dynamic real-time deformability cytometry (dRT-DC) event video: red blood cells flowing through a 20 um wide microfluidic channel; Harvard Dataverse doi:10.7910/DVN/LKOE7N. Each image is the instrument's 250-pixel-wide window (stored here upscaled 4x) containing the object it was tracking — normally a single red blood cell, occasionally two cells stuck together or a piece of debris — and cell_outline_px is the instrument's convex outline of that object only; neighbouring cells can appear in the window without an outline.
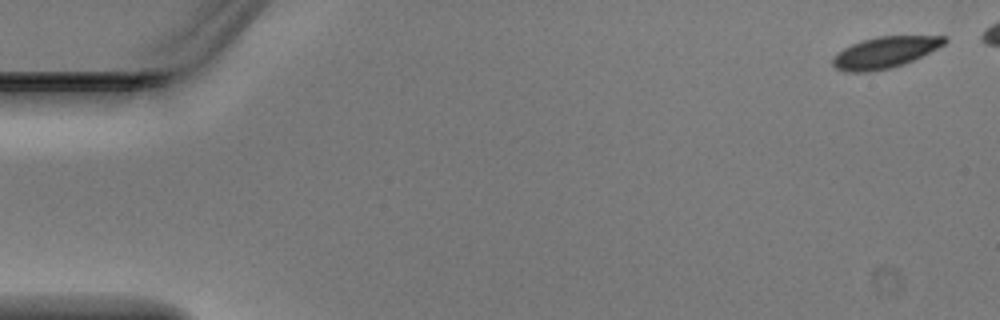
{"species": "Egyptian fruit bat (a non-hibernating species)", "species_latin": "Rousettus aegyptiacus", "temperature_condition": "warm", "stored_images_in_passage": 8, "camera_frame_rate_fps": 3000, "um_per_image_px": 0.085, "animal": {"sex": "male"}, "frame": {"image": 1, "passage_image": 1, "time_ms": 0.0, "image_size_px": [1000, 320], "cell_outline_px": [[948, 40], [944, 44], [904, 64], [888, 68], [868, 72], [844, 72], [836, 68], [832, 64], [832, 56], [844, 48], [852, 44], [864, 40], [880, 36], [948, 36]], "centroid_in_image_um": [75.18, 4.46], "position_along_channel_um": 9.8, "area_um2": 20.11}}
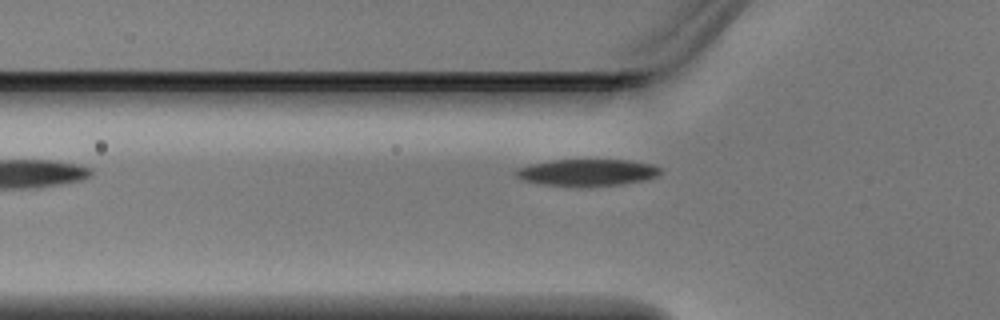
{"frame": {"image": 2, "passage_image": 5, "time_ms": 1.333, "image_size_px": [1000, 320], "cell_outline_px": [[660, 172], [656, 176], [644, 180], [620, 184], [588, 188], [580, 188], [544, 184], [520, 180], [512, 172], [516, 168], [532, 164], [552, 160], [628, 160], [652, 164], [660, 168]], "centroid_in_image_um": [49.85, 14.68], "position_along_channel_um": 76.0, "area_um2": 22.95}}
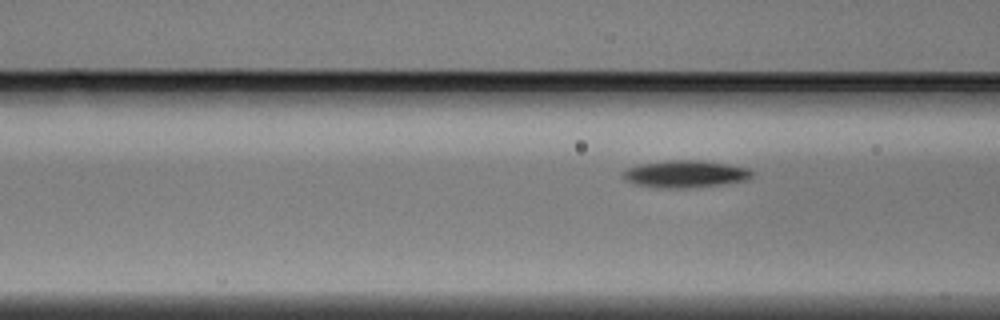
{"frame": {"image": 3, "passage_image": 8, "time_ms": 2.333, "image_size_px": [1000, 320], "cell_outline_px": [[756, 172], [748, 180], [720, 184], [688, 188], [652, 188], [636, 184], [624, 180], [624, 172], [628, 168], [640, 164], [668, 160], [696, 160], [728, 164], [748, 168]], "centroid_in_image_um": [58.27, 14.79], "position_along_channel_um": 108.3, "area_um2": 20.46}}